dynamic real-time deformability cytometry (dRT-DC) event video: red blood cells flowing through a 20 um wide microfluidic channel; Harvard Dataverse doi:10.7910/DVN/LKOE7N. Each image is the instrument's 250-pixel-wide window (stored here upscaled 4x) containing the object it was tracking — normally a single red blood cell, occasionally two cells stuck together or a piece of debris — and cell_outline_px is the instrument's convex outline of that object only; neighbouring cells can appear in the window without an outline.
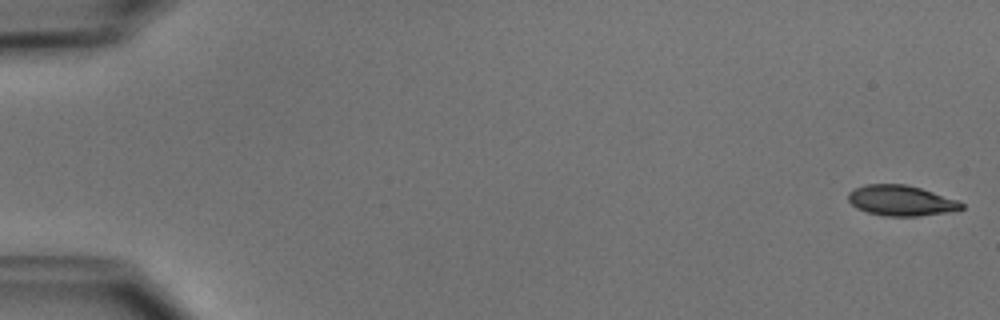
{"species": "common noctule bat (a hibernating species)", "species_latin": "Nyctalus noctula", "temperature_condition": "cold", "stored_images_in_passage": 17, "camera_frame_rate_fps": 3000, "um_per_image_px": 0.085, "animal": {"sex": "male", "body_mass_g": 15.6}, "frame": {"image": 1, "passage_image": 1, "time_ms": 0.0, "image_size_px": [1000, 320], "cell_outline_px": [[964, 208], [948, 212], [920, 216], [884, 216], [868, 212], [856, 208], [848, 200], [848, 192], [852, 188], [864, 184], [904, 184], [920, 188], [960, 200], [964, 204]], "centroid_in_image_um": [76.58, 17.04], "position_along_channel_um": 8.4, "area_um2": 20.29}}
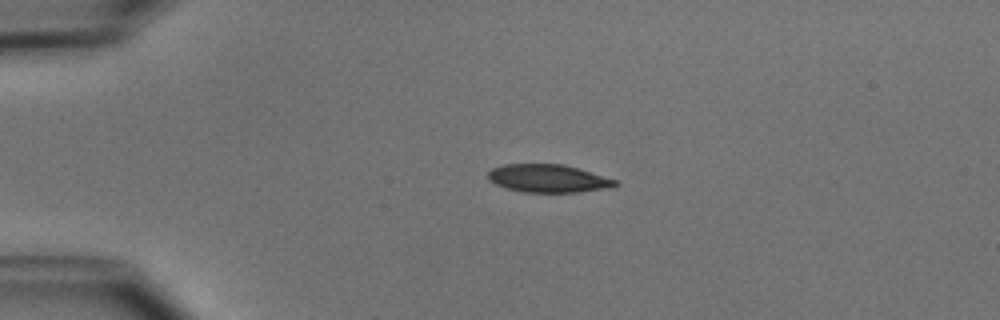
{"frame": {"image": 2, "passage_image": 12, "time_ms": 3.667, "image_size_px": [1000, 320], "cell_outline_px": [[620, 184], [616, 188], [576, 192], [524, 192], [508, 188], [496, 184], [488, 180], [488, 172], [492, 168], [504, 164], [564, 164], [616, 180]], "centroid_in_image_um": [46.63, 15.17], "position_along_channel_um": 38.4, "area_um2": 20.75}}